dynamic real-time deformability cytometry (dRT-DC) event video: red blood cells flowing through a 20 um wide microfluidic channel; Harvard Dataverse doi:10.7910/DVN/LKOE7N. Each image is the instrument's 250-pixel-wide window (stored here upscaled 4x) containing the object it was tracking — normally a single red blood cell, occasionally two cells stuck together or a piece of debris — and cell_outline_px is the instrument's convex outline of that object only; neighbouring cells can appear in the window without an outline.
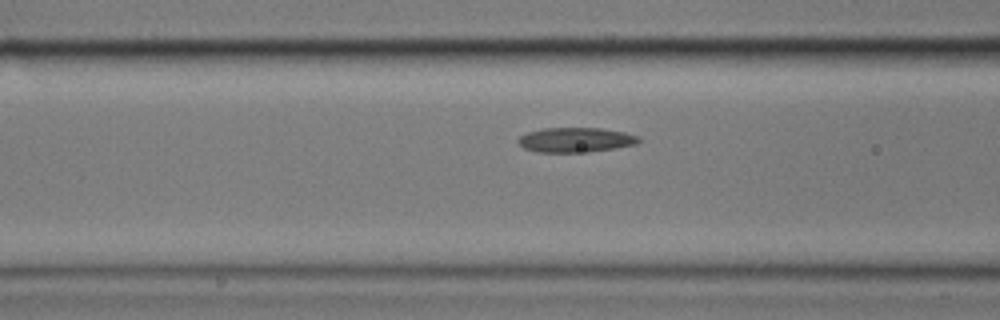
{"species": "common noctule bat (a hibernating species)", "species_latin": "Nyctalus noctula", "temperature_condition": "cold", "stored_images_in_passage": 7, "camera_frame_rate_fps": 3000, "um_per_image_px": 0.085, "animal": {"sex": "male", "body_mass_g": 17.9}, "frame": {"image": 1, "passage_image": 5, "time_ms": 1.333, "image_size_px": [1000, 320], "cell_outline_px": [[640, 140], [636, 144], [616, 148], [588, 152], [536, 152], [524, 148], [516, 140], [520, 136], [528, 132], [544, 128], [600, 128], [624, 132], [640, 136]], "centroid_in_image_um": [48.93, 11.89], "position_along_channel_um": 117.7, "area_um2": 17.4}}